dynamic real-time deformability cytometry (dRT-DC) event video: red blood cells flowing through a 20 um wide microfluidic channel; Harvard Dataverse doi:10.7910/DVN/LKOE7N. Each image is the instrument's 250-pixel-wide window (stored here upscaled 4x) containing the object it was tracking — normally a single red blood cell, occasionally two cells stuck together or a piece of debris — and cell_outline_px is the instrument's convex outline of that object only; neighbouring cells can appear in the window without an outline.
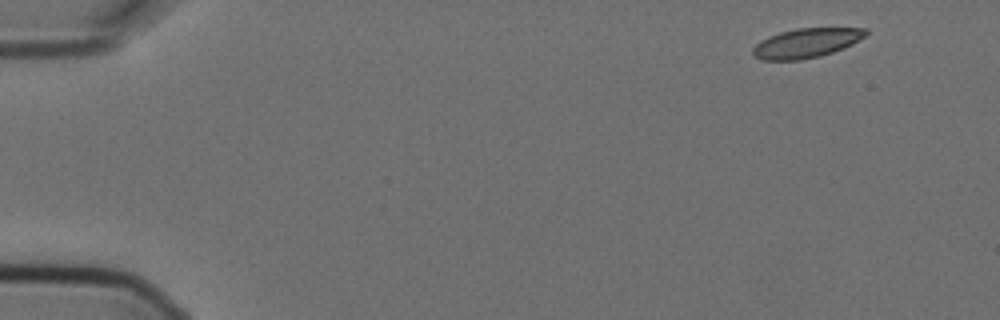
{"species": "Egyptian fruit bat (a non-hibernating species)", "species_latin": "Rousettus aegyptiacus", "temperature_condition": "cold", "stored_images_in_passage": 5, "camera_frame_rate_fps": 3000, "um_per_image_px": 0.085, "animal": {"sex": "female"}, "frame": {"image": 1, "passage_image": 1, "time_ms": 0.0, "image_size_px": [1000, 320], "cell_outline_px": [[868, 32], [864, 36], [852, 44], [844, 48], [820, 56], [800, 60], [764, 60], [752, 56], [752, 48], [760, 40], [768, 36], [780, 32], [796, 28], [868, 28]], "centroid_in_image_um": [68.5, 3.66], "position_along_channel_um": 16.5, "area_um2": 19.42}}
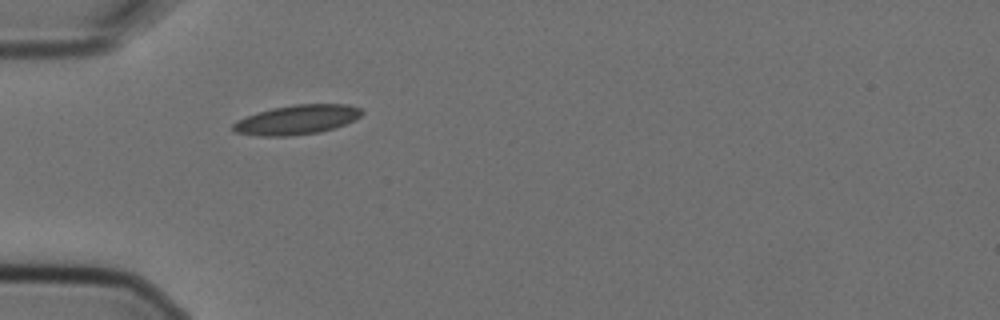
{"frame": {"image": 2, "passage_image": 4, "time_ms": 1.0, "image_size_px": [1000, 320], "cell_outline_px": [[364, 112], [360, 116], [344, 124], [320, 132], [288, 136], [256, 136], [236, 132], [232, 128], [232, 124], [236, 120], [256, 112], [272, 108], [296, 104], [348, 104], [360, 108]], "centroid_in_image_um": [25.19, 10.17], "position_along_channel_um": 59.8, "area_um2": 22.08}}
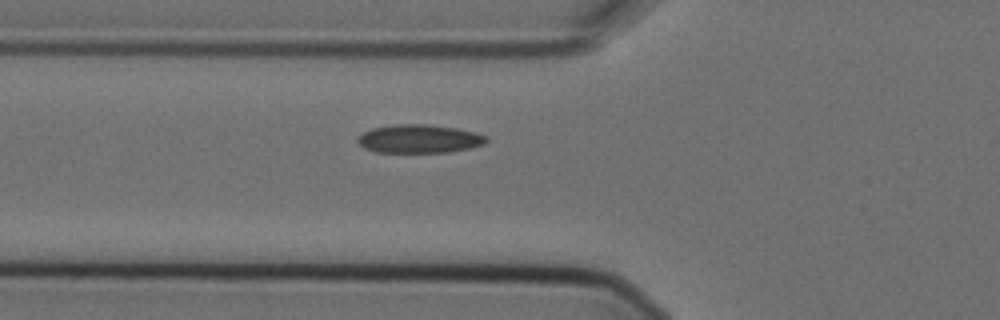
{"frame": {"image": 3, "passage_image": 5, "time_ms": 1.333, "image_size_px": [1000, 320], "cell_outline_px": [[488, 140], [484, 144], [468, 148], [448, 152], [376, 152], [364, 148], [356, 140], [356, 136], [372, 128], [396, 124], [424, 124], [456, 128], [476, 132], [488, 136]], "centroid_in_image_um": [35.62, 11.79], "position_along_channel_um": 90.2, "area_um2": 21.33}}